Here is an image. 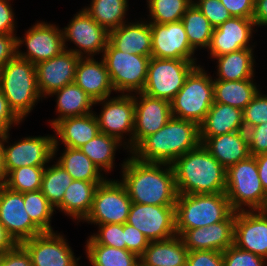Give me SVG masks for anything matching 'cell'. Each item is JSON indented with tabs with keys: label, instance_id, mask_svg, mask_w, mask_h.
Here are the masks:
<instances>
[{
	"label": "cell",
	"instance_id": "obj_1",
	"mask_svg": "<svg viewBox=\"0 0 267 266\" xmlns=\"http://www.w3.org/2000/svg\"><path fill=\"white\" fill-rule=\"evenodd\" d=\"M121 166L120 182L132 203L175 206L178 193L172 164L142 162L130 155Z\"/></svg>",
	"mask_w": 267,
	"mask_h": 266
},
{
	"label": "cell",
	"instance_id": "obj_2",
	"mask_svg": "<svg viewBox=\"0 0 267 266\" xmlns=\"http://www.w3.org/2000/svg\"><path fill=\"white\" fill-rule=\"evenodd\" d=\"M200 143L196 123L172 117L156 133L144 138L130 154L142 162L172 164Z\"/></svg>",
	"mask_w": 267,
	"mask_h": 266
},
{
	"label": "cell",
	"instance_id": "obj_3",
	"mask_svg": "<svg viewBox=\"0 0 267 266\" xmlns=\"http://www.w3.org/2000/svg\"><path fill=\"white\" fill-rule=\"evenodd\" d=\"M172 167L178 194L225 193L226 169L201 143L177 158Z\"/></svg>",
	"mask_w": 267,
	"mask_h": 266
},
{
	"label": "cell",
	"instance_id": "obj_4",
	"mask_svg": "<svg viewBox=\"0 0 267 266\" xmlns=\"http://www.w3.org/2000/svg\"><path fill=\"white\" fill-rule=\"evenodd\" d=\"M0 88L9 108L23 122L42 100L36 79V65L15 56L0 70Z\"/></svg>",
	"mask_w": 267,
	"mask_h": 266
},
{
	"label": "cell",
	"instance_id": "obj_5",
	"mask_svg": "<svg viewBox=\"0 0 267 266\" xmlns=\"http://www.w3.org/2000/svg\"><path fill=\"white\" fill-rule=\"evenodd\" d=\"M233 212L226 193L178 194L175 203L176 234L180 236L185 230L224 221Z\"/></svg>",
	"mask_w": 267,
	"mask_h": 266
},
{
	"label": "cell",
	"instance_id": "obj_6",
	"mask_svg": "<svg viewBox=\"0 0 267 266\" xmlns=\"http://www.w3.org/2000/svg\"><path fill=\"white\" fill-rule=\"evenodd\" d=\"M225 193L234 211L267 210V193L259 178L255 156L250 155L226 170Z\"/></svg>",
	"mask_w": 267,
	"mask_h": 266
},
{
	"label": "cell",
	"instance_id": "obj_7",
	"mask_svg": "<svg viewBox=\"0 0 267 266\" xmlns=\"http://www.w3.org/2000/svg\"><path fill=\"white\" fill-rule=\"evenodd\" d=\"M196 66L186 77L183 87L171 101L172 117L202 123L214 102L213 77Z\"/></svg>",
	"mask_w": 267,
	"mask_h": 266
},
{
	"label": "cell",
	"instance_id": "obj_8",
	"mask_svg": "<svg viewBox=\"0 0 267 266\" xmlns=\"http://www.w3.org/2000/svg\"><path fill=\"white\" fill-rule=\"evenodd\" d=\"M101 57L114 92L135 94L143 91L151 56L129 54L115 49L108 42Z\"/></svg>",
	"mask_w": 267,
	"mask_h": 266
},
{
	"label": "cell",
	"instance_id": "obj_9",
	"mask_svg": "<svg viewBox=\"0 0 267 266\" xmlns=\"http://www.w3.org/2000/svg\"><path fill=\"white\" fill-rule=\"evenodd\" d=\"M196 66L194 62L185 59L151 57L142 93L171 102Z\"/></svg>",
	"mask_w": 267,
	"mask_h": 266
},
{
	"label": "cell",
	"instance_id": "obj_10",
	"mask_svg": "<svg viewBox=\"0 0 267 266\" xmlns=\"http://www.w3.org/2000/svg\"><path fill=\"white\" fill-rule=\"evenodd\" d=\"M96 104L102 105L100 114L96 115L95 113L100 132L117 138L124 144L123 148L130 153L133 150L134 94H120L113 98L107 97L95 101ZM125 135L129 136L127 141L126 139L123 140Z\"/></svg>",
	"mask_w": 267,
	"mask_h": 266
},
{
	"label": "cell",
	"instance_id": "obj_11",
	"mask_svg": "<svg viewBox=\"0 0 267 266\" xmlns=\"http://www.w3.org/2000/svg\"><path fill=\"white\" fill-rule=\"evenodd\" d=\"M131 199L124 185L117 179H106L98 185L91 210L82 221L97 225L124 224L129 215Z\"/></svg>",
	"mask_w": 267,
	"mask_h": 266
},
{
	"label": "cell",
	"instance_id": "obj_12",
	"mask_svg": "<svg viewBox=\"0 0 267 266\" xmlns=\"http://www.w3.org/2000/svg\"><path fill=\"white\" fill-rule=\"evenodd\" d=\"M9 131L0 135L4 152V167L7 175L23 166L46 167L53 161L54 136H29L7 146Z\"/></svg>",
	"mask_w": 267,
	"mask_h": 266
},
{
	"label": "cell",
	"instance_id": "obj_13",
	"mask_svg": "<svg viewBox=\"0 0 267 266\" xmlns=\"http://www.w3.org/2000/svg\"><path fill=\"white\" fill-rule=\"evenodd\" d=\"M66 50L79 57H94L104 52L109 42V32L99 25L83 8L74 14L69 24L61 28ZM76 47L69 48L66 42ZM78 48V49H77Z\"/></svg>",
	"mask_w": 267,
	"mask_h": 266
},
{
	"label": "cell",
	"instance_id": "obj_14",
	"mask_svg": "<svg viewBox=\"0 0 267 266\" xmlns=\"http://www.w3.org/2000/svg\"><path fill=\"white\" fill-rule=\"evenodd\" d=\"M22 44L26 45V52L20 50ZM63 50L65 47L62 29L56 24L37 21L25 32L24 37L16 36V56L34 65L59 55Z\"/></svg>",
	"mask_w": 267,
	"mask_h": 266
},
{
	"label": "cell",
	"instance_id": "obj_15",
	"mask_svg": "<svg viewBox=\"0 0 267 266\" xmlns=\"http://www.w3.org/2000/svg\"><path fill=\"white\" fill-rule=\"evenodd\" d=\"M127 224L140 231L149 242L176 236L175 206L131 203Z\"/></svg>",
	"mask_w": 267,
	"mask_h": 266
},
{
	"label": "cell",
	"instance_id": "obj_16",
	"mask_svg": "<svg viewBox=\"0 0 267 266\" xmlns=\"http://www.w3.org/2000/svg\"><path fill=\"white\" fill-rule=\"evenodd\" d=\"M64 235L54 232H43L21 245L31 257L33 266H78L80 257H75Z\"/></svg>",
	"mask_w": 267,
	"mask_h": 266
},
{
	"label": "cell",
	"instance_id": "obj_17",
	"mask_svg": "<svg viewBox=\"0 0 267 266\" xmlns=\"http://www.w3.org/2000/svg\"><path fill=\"white\" fill-rule=\"evenodd\" d=\"M0 223L17 244L43 233L27 214L23 193L5 185L0 186Z\"/></svg>",
	"mask_w": 267,
	"mask_h": 266
},
{
	"label": "cell",
	"instance_id": "obj_18",
	"mask_svg": "<svg viewBox=\"0 0 267 266\" xmlns=\"http://www.w3.org/2000/svg\"><path fill=\"white\" fill-rule=\"evenodd\" d=\"M150 27L152 33L151 57L185 59L194 62L197 66L200 65L197 64L195 50L189 44L182 21L165 24L150 23Z\"/></svg>",
	"mask_w": 267,
	"mask_h": 266
},
{
	"label": "cell",
	"instance_id": "obj_19",
	"mask_svg": "<svg viewBox=\"0 0 267 266\" xmlns=\"http://www.w3.org/2000/svg\"><path fill=\"white\" fill-rule=\"evenodd\" d=\"M135 119L133 149L146 137L160 130L171 118V102L150 97L142 92L134 94Z\"/></svg>",
	"mask_w": 267,
	"mask_h": 266
},
{
	"label": "cell",
	"instance_id": "obj_20",
	"mask_svg": "<svg viewBox=\"0 0 267 266\" xmlns=\"http://www.w3.org/2000/svg\"><path fill=\"white\" fill-rule=\"evenodd\" d=\"M81 57L69 50L36 65L37 86L41 97L50 95L75 81L76 67Z\"/></svg>",
	"mask_w": 267,
	"mask_h": 266
},
{
	"label": "cell",
	"instance_id": "obj_21",
	"mask_svg": "<svg viewBox=\"0 0 267 266\" xmlns=\"http://www.w3.org/2000/svg\"><path fill=\"white\" fill-rule=\"evenodd\" d=\"M234 245L267 259V210L236 211Z\"/></svg>",
	"mask_w": 267,
	"mask_h": 266
},
{
	"label": "cell",
	"instance_id": "obj_22",
	"mask_svg": "<svg viewBox=\"0 0 267 266\" xmlns=\"http://www.w3.org/2000/svg\"><path fill=\"white\" fill-rule=\"evenodd\" d=\"M253 19L232 17L213 29L211 43L207 49L211 58L229 54L240 49L253 48L250 46L253 33Z\"/></svg>",
	"mask_w": 267,
	"mask_h": 266
},
{
	"label": "cell",
	"instance_id": "obj_23",
	"mask_svg": "<svg viewBox=\"0 0 267 266\" xmlns=\"http://www.w3.org/2000/svg\"><path fill=\"white\" fill-rule=\"evenodd\" d=\"M235 219L236 211L226 220L208 227L185 230L180 237L188 251L215 250L223 252L234 244Z\"/></svg>",
	"mask_w": 267,
	"mask_h": 266
},
{
	"label": "cell",
	"instance_id": "obj_24",
	"mask_svg": "<svg viewBox=\"0 0 267 266\" xmlns=\"http://www.w3.org/2000/svg\"><path fill=\"white\" fill-rule=\"evenodd\" d=\"M52 129L56 133H54L53 158L59 151L58 145L60 143H63L65 147L79 149L100 132L94 112L83 116L61 119Z\"/></svg>",
	"mask_w": 267,
	"mask_h": 266
},
{
	"label": "cell",
	"instance_id": "obj_25",
	"mask_svg": "<svg viewBox=\"0 0 267 266\" xmlns=\"http://www.w3.org/2000/svg\"><path fill=\"white\" fill-rule=\"evenodd\" d=\"M81 57L76 67L75 83L94 101L111 97L114 91L103 58Z\"/></svg>",
	"mask_w": 267,
	"mask_h": 266
},
{
	"label": "cell",
	"instance_id": "obj_26",
	"mask_svg": "<svg viewBox=\"0 0 267 266\" xmlns=\"http://www.w3.org/2000/svg\"><path fill=\"white\" fill-rule=\"evenodd\" d=\"M200 142L226 170L250 156L245 130L214 137H200Z\"/></svg>",
	"mask_w": 267,
	"mask_h": 266
},
{
	"label": "cell",
	"instance_id": "obj_27",
	"mask_svg": "<svg viewBox=\"0 0 267 266\" xmlns=\"http://www.w3.org/2000/svg\"><path fill=\"white\" fill-rule=\"evenodd\" d=\"M152 33L150 23L147 20L126 22L119 28L109 32V43L120 51L151 56Z\"/></svg>",
	"mask_w": 267,
	"mask_h": 266
},
{
	"label": "cell",
	"instance_id": "obj_28",
	"mask_svg": "<svg viewBox=\"0 0 267 266\" xmlns=\"http://www.w3.org/2000/svg\"><path fill=\"white\" fill-rule=\"evenodd\" d=\"M242 110L227 104L213 102L199 125L200 137H214L244 130Z\"/></svg>",
	"mask_w": 267,
	"mask_h": 266
},
{
	"label": "cell",
	"instance_id": "obj_29",
	"mask_svg": "<svg viewBox=\"0 0 267 266\" xmlns=\"http://www.w3.org/2000/svg\"><path fill=\"white\" fill-rule=\"evenodd\" d=\"M101 183L73 180L65 191L62 202L55 208L71 219L83 221L89 214L95 191Z\"/></svg>",
	"mask_w": 267,
	"mask_h": 266
},
{
	"label": "cell",
	"instance_id": "obj_30",
	"mask_svg": "<svg viewBox=\"0 0 267 266\" xmlns=\"http://www.w3.org/2000/svg\"><path fill=\"white\" fill-rule=\"evenodd\" d=\"M188 249L180 236L151 241L140 260L147 266H186Z\"/></svg>",
	"mask_w": 267,
	"mask_h": 266
},
{
	"label": "cell",
	"instance_id": "obj_31",
	"mask_svg": "<svg viewBox=\"0 0 267 266\" xmlns=\"http://www.w3.org/2000/svg\"><path fill=\"white\" fill-rule=\"evenodd\" d=\"M56 96L57 118L49 120L51 128L61 119L74 116H83L93 113L94 99L86 94L75 82L67 84L51 94Z\"/></svg>",
	"mask_w": 267,
	"mask_h": 266
},
{
	"label": "cell",
	"instance_id": "obj_32",
	"mask_svg": "<svg viewBox=\"0 0 267 266\" xmlns=\"http://www.w3.org/2000/svg\"><path fill=\"white\" fill-rule=\"evenodd\" d=\"M254 48L240 49L213 58L217 60V74L214 80L241 81L255 77Z\"/></svg>",
	"mask_w": 267,
	"mask_h": 266
},
{
	"label": "cell",
	"instance_id": "obj_33",
	"mask_svg": "<svg viewBox=\"0 0 267 266\" xmlns=\"http://www.w3.org/2000/svg\"><path fill=\"white\" fill-rule=\"evenodd\" d=\"M254 78L241 81L213 80L214 102L243 110L260 90Z\"/></svg>",
	"mask_w": 267,
	"mask_h": 266
},
{
	"label": "cell",
	"instance_id": "obj_34",
	"mask_svg": "<svg viewBox=\"0 0 267 266\" xmlns=\"http://www.w3.org/2000/svg\"><path fill=\"white\" fill-rule=\"evenodd\" d=\"M56 162L68 172L73 180L102 183L107 179L100 168L80 149L65 147Z\"/></svg>",
	"mask_w": 267,
	"mask_h": 266
},
{
	"label": "cell",
	"instance_id": "obj_35",
	"mask_svg": "<svg viewBox=\"0 0 267 266\" xmlns=\"http://www.w3.org/2000/svg\"><path fill=\"white\" fill-rule=\"evenodd\" d=\"M86 242V257L92 266H138L140 257L128 251L98 244L91 236Z\"/></svg>",
	"mask_w": 267,
	"mask_h": 266
},
{
	"label": "cell",
	"instance_id": "obj_36",
	"mask_svg": "<svg viewBox=\"0 0 267 266\" xmlns=\"http://www.w3.org/2000/svg\"><path fill=\"white\" fill-rule=\"evenodd\" d=\"M128 0H91L83 9L108 32L126 23Z\"/></svg>",
	"mask_w": 267,
	"mask_h": 266
},
{
	"label": "cell",
	"instance_id": "obj_37",
	"mask_svg": "<svg viewBox=\"0 0 267 266\" xmlns=\"http://www.w3.org/2000/svg\"><path fill=\"white\" fill-rule=\"evenodd\" d=\"M117 138L99 132L92 140L79 149L97 165L101 171L109 173L113 170L116 149L122 147Z\"/></svg>",
	"mask_w": 267,
	"mask_h": 266
},
{
	"label": "cell",
	"instance_id": "obj_38",
	"mask_svg": "<svg viewBox=\"0 0 267 266\" xmlns=\"http://www.w3.org/2000/svg\"><path fill=\"white\" fill-rule=\"evenodd\" d=\"M190 46L197 49H208L211 43L213 27L203 13L192 3L182 17Z\"/></svg>",
	"mask_w": 267,
	"mask_h": 266
},
{
	"label": "cell",
	"instance_id": "obj_39",
	"mask_svg": "<svg viewBox=\"0 0 267 266\" xmlns=\"http://www.w3.org/2000/svg\"><path fill=\"white\" fill-rule=\"evenodd\" d=\"M54 163L45 167L41 191L49 203L56 208L62 202L65 191L73 179L60 164Z\"/></svg>",
	"mask_w": 267,
	"mask_h": 266
},
{
	"label": "cell",
	"instance_id": "obj_40",
	"mask_svg": "<svg viewBox=\"0 0 267 266\" xmlns=\"http://www.w3.org/2000/svg\"><path fill=\"white\" fill-rule=\"evenodd\" d=\"M23 199L26 212L31 221L42 232H54L51 226V217L54 215L55 208L42 194V191L24 192Z\"/></svg>",
	"mask_w": 267,
	"mask_h": 266
},
{
	"label": "cell",
	"instance_id": "obj_41",
	"mask_svg": "<svg viewBox=\"0 0 267 266\" xmlns=\"http://www.w3.org/2000/svg\"><path fill=\"white\" fill-rule=\"evenodd\" d=\"M193 0H147L149 23H171L181 21Z\"/></svg>",
	"mask_w": 267,
	"mask_h": 266
},
{
	"label": "cell",
	"instance_id": "obj_42",
	"mask_svg": "<svg viewBox=\"0 0 267 266\" xmlns=\"http://www.w3.org/2000/svg\"><path fill=\"white\" fill-rule=\"evenodd\" d=\"M45 167L23 166L13 169L6 178L5 186L24 193L41 190Z\"/></svg>",
	"mask_w": 267,
	"mask_h": 266
},
{
	"label": "cell",
	"instance_id": "obj_43",
	"mask_svg": "<svg viewBox=\"0 0 267 266\" xmlns=\"http://www.w3.org/2000/svg\"><path fill=\"white\" fill-rule=\"evenodd\" d=\"M261 90L252 101L242 110L244 130L267 122V95Z\"/></svg>",
	"mask_w": 267,
	"mask_h": 266
},
{
	"label": "cell",
	"instance_id": "obj_44",
	"mask_svg": "<svg viewBox=\"0 0 267 266\" xmlns=\"http://www.w3.org/2000/svg\"><path fill=\"white\" fill-rule=\"evenodd\" d=\"M224 266H267V259L234 244L222 252Z\"/></svg>",
	"mask_w": 267,
	"mask_h": 266
},
{
	"label": "cell",
	"instance_id": "obj_45",
	"mask_svg": "<svg viewBox=\"0 0 267 266\" xmlns=\"http://www.w3.org/2000/svg\"><path fill=\"white\" fill-rule=\"evenodd\" d=\"M98 228V232L91 235L98 244L126 249L123 224H104Z\"/></svg>",
	"mask_w": 267,
	"mask_h": 266
},
{
	"label": "cell",
	"instance_id": "obj_46",
	"mask_svg": "<svg viewBox=\"0 0 267 266\" xmlns=\"http://www.w3.org/2000/svg\"><path fill=\"white\" fill-rule=\"evenodd\" d=\"M193 4L209 20L213 28H217L226 20L232 18L220 0H193Z\"/></svg>",
	"mask_w": 267,
	"mask_h": 266
},
{
	"label": "cell",
	"instance_id": "obj_47",
	"mask_svg": "<svg viewBox=\"0 0 267 266\" xmlns=\"http://www.w3.org/2000/svg\"><path fill=\"white\" fill-rule=\"evenodd\" d=\"M251 156L267 153V122L245 130Z\"/></svg>",
	"mask_w": 267,
	"mask_h": 266
},
{
	"label": "cell",
	"instance_id": "obj_48",
	"mask_svg": "<svg viewBox=\"0 0 267 266\" xmlns=\"http://www.w3.org/2000/svg\"><path fill=\"white\" fill-rule=\"evenodd\" d=\"M186 266H224L222 252L215 250L189 251Z\"/></svg>",
	"mask_w": 267,
	"mask_h": 266
},
{
	"label": "cell",
	"instance_id": "obj_49",
	"mask_svg": "<svg viewBox=\"0 0 267 266\" xmlns=\"http://www.w3.org/2000/svg\"><path fill=\"white\" fill-rule=\"evenodd\" d=\"M123 230L126 249L141 257L148 247L149 241L140 231L127 223L123 224Z\"/></svg>",
	"mask_w": 267,
	"mask_h": 266
},
{
	"label": "cell",
	"instance_id": "obj_50",
	"mask_svg": "<svg viewBox=\"0 0 267 266\" xmlns=\"http://www.w3.org/2000/svg\"><path fill=\"white\" fill-rule=\"evenodd\" d=\"M0 266H33L27 250L17 244L12 250L0 256Z\"/></svg>",
	"mask_w": 267,
	"mask_h": 266
},
{
	"label": "cell",
	"instance_id": "obj_51",
	"mask_svg": "<svg viewBox=\"0 0 267 266\" xmlns=\"http://www.w3.org/2000/svg\"><path fill=\"white\" fill-rule=\"evenodd\" d=\"M232 17L252 19L255 0H220Z\"/></svg>",
	"mask_w": 267,
	"mask_h": 266
},
{
	"label": "cell",
	"instance_id": "obj_52",
	"mask_svg": "<svg viewBox=\"0 0 267 266\" xmlns=\"http://www.w3.org/2000/svg\"><path fill=\"white\" fill-rule=\"evenodd\" d=\"M22 121L9 108L7 99L0 88V135L11 130L12 125H20Z\"/></svg>",
	"mask_w": 267,
	"mask_h": 266
},
{
	"label": "cell",
	"instance_id": "obj_53",
	"mask_svg": "<svg viewBox=\"0 0 267 266\" xmlns=\"http://www.w3.org/2000/svg\"><path fill=\"white\" fill-rule=\"evenodd\" d=\"M11 0H0V34H16L15 14Z\"/></svg>",
	"mask_w": 267,
	"mask_h": 266
},
{
	"label": "cell",
	"instance_id": "obj_54",
	"mask_svg": "<svg viewBox=\"0 0 267 266\" xmlns=\"http://www.w3.org/2000/svg\"><path fill=\"white\" fill-rule=\"evenodd\" d=\"M16 56V34H0V70Z\"/></svg>",
	"mask_w": 267,
	"mask_h": 266
},
{
	"label": "cell",
	"instance_id": "obj_55",
	"mask_svg": "<svg viewBox=\"0 0 267 266\" xmlns=\"http://www.w3.org/2000/svg\"><path fill=\"white\" fill-rule=\"evenodd\" d=\"M253 21L255 26H267V0H255Z\"/></svg>",
	"mask_w": 267,
	"mask_h": 266
},
{
	"label": "cell",
	"instance_id": "obj_56",
	"mask_svg": "<svg viewBox=\"0 0 267 266\" xmlns=\"http://www.w3.org/2000/svg\"><path fill=\"white\" fill-rule=\"evenodd\" d=\"M17 243L9 235L6 228L0 223V256L7 251L12 250Z\"/></svg>",
	"mask_w": 267,
	"mask_h": 266
},
{
	"label": "cell",
	"instance_id": "obj_57",
	"mask_svg": "<svg viewBox=\"0 0 267 266\" xmlns=\"http://www.w3.org/2000/svg\"><path fill=\"white\" fill-rule=\"evenodd\" d=\"M255 158L262 187L267 193V153L255 156Z\"/></svg>",
	"mask_w": 267,
	"mask_h": 266
},
{
	"label": "cell",
	"instance_id": "obj_58",
	"mask_svg": "<svg viewBox=\"0 0 267 266\" xmlns=\"http://www.w3.org/2000/svg\"><path fill=\"white\" fill-rule=\"evenodd\" d=\"M6 178H7V173L4 167V152H3L2 142L0 140V186L5 184Z\"/></svg>",
	"mask_w": 267,
	"mask_h": 266
},
{
	"label": "cell",
	"instance_id": "obj_59",
	"mask_svg": "<svg viewBox=\"0 0 267 266\" xmlns=\"http://www.w3.org/2000/svg\"><path fill=\"white\" fill-rule=\"evenodd\" d=\"M138 266H147L141 260H139Z\"/></svg>",
	"mask_w": 267,
	"mask_h": 266
}]
</instances>
